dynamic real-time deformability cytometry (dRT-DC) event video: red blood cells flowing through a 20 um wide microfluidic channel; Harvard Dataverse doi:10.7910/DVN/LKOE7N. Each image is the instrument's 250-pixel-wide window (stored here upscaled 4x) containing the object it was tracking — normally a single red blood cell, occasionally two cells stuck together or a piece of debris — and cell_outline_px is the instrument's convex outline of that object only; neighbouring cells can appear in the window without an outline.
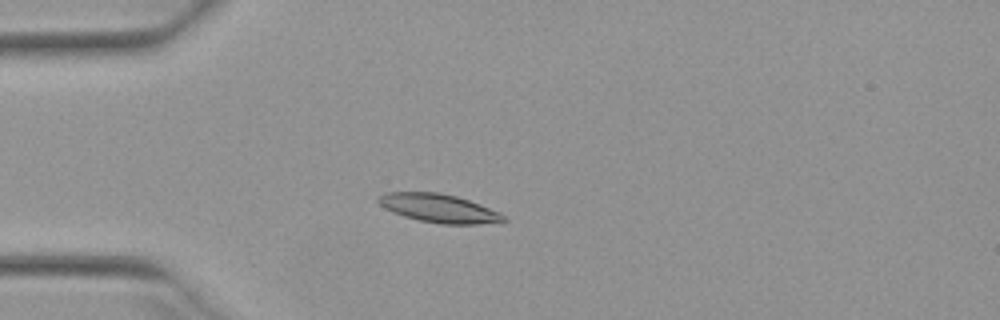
{"species": "Egyptian fruit bat (a non-hibernating species)", "species_latin": "Rousettus aegyptiacus", "temperature_condition": "warm", "stored_images_in_passage": 52, "camera_frame_rate_fps": 3000, "um_per_image_px": 0.085, "animal": {"sex": "female"}, "frame": {"image": 1, "passage_image": 14, "time_ms": 4.333, "image_size_px": [1000, 320], "cell_outline_px": [[508, 220], [480, 224], [440, 224], [420, 220], [404, 216], [392, 212], [384, 208], [376, 200], [380, 196], [388, 192], [440, 192], [456, 196], [468, 200], [500, 212]], "centroid_in_image_um": [37.29, 17.7], "position_along_channel_um": 47.7, "area_um2": 20.63}}
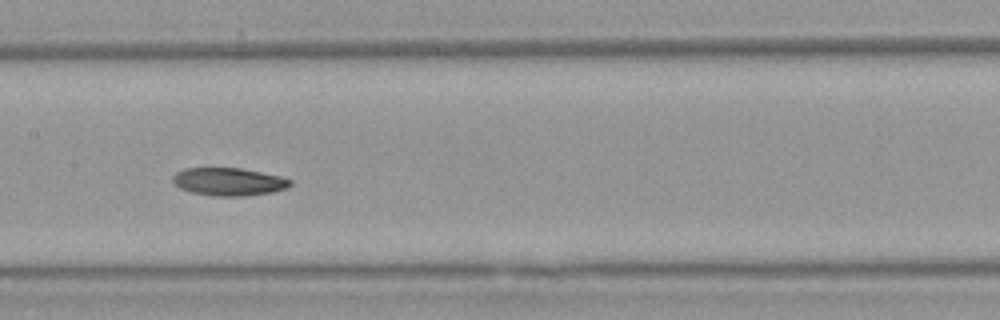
{"frame": {"image": 2, "passage_image": 26, "time_ms": 8.333, "image_size_px": [1000, 320], "cell_outline_px": [[292, 184], [284, 188], [272, 192], [244, 196], [212, 196], [192, 192], [180, 188], [172, 180], [172, 176], [176, 172], [184, 168], [240, 168], [280, 176], [292, 180]], "centroid_in_image_um": [19.42, 15.44], "position_along_channel_um": 188.0, "area_um2": 18.96}}
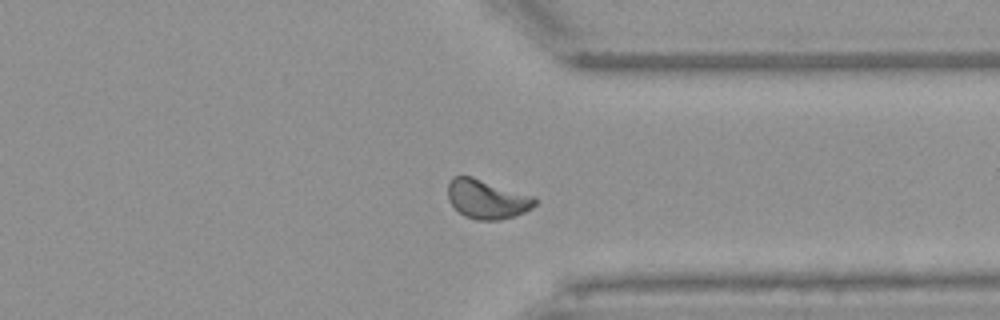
{"frame": {"image": 3, "passage_image": 40, "time_ms": 13.0, "image_size_px": [1000, 320], "cell_outline_px": [[536, 204], [532, 208], [524, 212], [500, 220], [476, 220], [464, 216], [448, 200], [448, 180], [452, 176], [472, 176], [536, 196]], "centroid_in_image_um": [41.39, 16.91], "position_along_channel_um": 370.0, "area_um2": 20.06}, "authors_computed_cell_mechanics": {"area_um2": 19.4208, "velocity_mm_per_s": 3.9332, "shape_relaxation_time_tau1_ms": 6.3101, "shape_relaxation_time_tau2_ms": 4.1235, "deformation_change_tau1": 0.1512, "deformation_change_tau2": 0.0899}}